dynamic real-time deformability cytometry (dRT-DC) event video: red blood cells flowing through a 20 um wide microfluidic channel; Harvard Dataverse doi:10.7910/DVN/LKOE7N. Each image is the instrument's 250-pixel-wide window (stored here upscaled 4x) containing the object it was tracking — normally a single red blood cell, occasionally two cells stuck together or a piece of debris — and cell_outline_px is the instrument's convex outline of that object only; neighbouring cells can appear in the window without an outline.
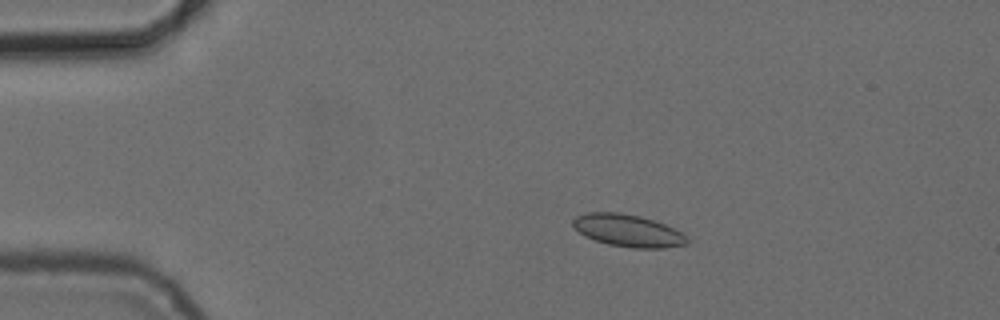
{"species": "common noctule bat (a hibernating species)", "species_latin": "Nyctalus noctula", "temperature_condition": "cold", "stored_images_in_passage": 4, "camera_frame_rate_fps": 3000, "um_per_image_px": 0.085, "animal": {"sex": "female", "body_mass_g": 24.6, "forearm_length_mm": 56.2}, "frame": {"image": 1, "passage_image": 2, "time_ms": 1.333, "image_size_px": [1000, 320], "cell_outline_px": [[688, 244], [664, 248], [632, 248], [608, 244], [584, 236], [572, 224], [572, 220], [576, 216], [588, 212], [620, 212], [640, 216], [664, 224], [688, 236]], "centroid_in_image_um": [53.38, 19.6], "position_along_channel_um": 31.6, "area_um2": 21.39}}
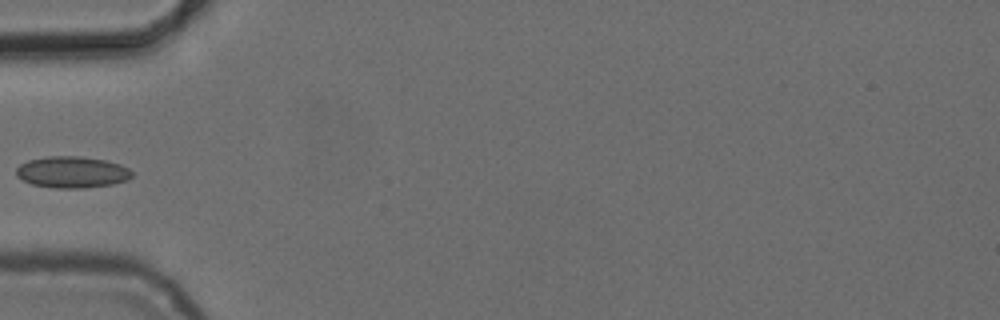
{"frame": {"image": 2, "passage_image": 4, "time_ms": 4.0, "image_size_px": [1000, 320], "cell_outline_px": [[132, 176], [128, 180], [112, 184], [84, 188], [56, 188], [32, 184], [16, 176], [16, 168], [20, 164], [28, 160], [48, 156], [80, 156], [104, 160], [120, 164], [128, 168], [132, 172]], "centroid_in_image_um": [6.12, 14.63], "position_along_channel_um": 78.9, "area_um2": 21.21}}